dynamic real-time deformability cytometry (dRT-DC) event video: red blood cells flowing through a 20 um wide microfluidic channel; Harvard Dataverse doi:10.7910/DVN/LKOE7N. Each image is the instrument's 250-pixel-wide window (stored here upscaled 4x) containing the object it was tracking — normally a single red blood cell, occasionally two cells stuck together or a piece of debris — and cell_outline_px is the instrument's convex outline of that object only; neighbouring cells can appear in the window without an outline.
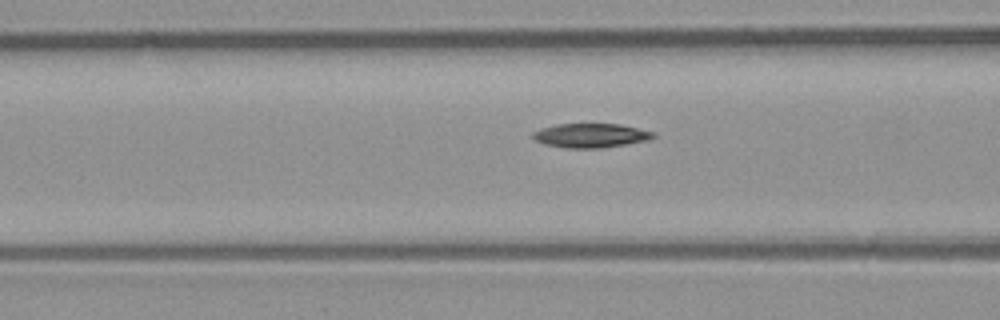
{"species": "common noctule bat (a hibernating species)", "species_latin": "Nyctalus noctula", "temperature_condition": "room temperature", "stored_images_in_passage": 12, "camera_frame_rate_fps": 3000, "um_per_image_px": 0.085, "animal": {"sex": "male", "body_mass_g": 23.1, "forearm_length_mm": 52.7}, "frame": {"image": 1, "passage_image": 10, "time_ms": 3.0, "image_size_px": [1000, 320], "cell_outline_px": [[656, 136], [648, 140], [600, 148], [564, 148], [544, 144], [536, 140], [532, 136], [532, 132], [540, 128], [556, 124], [620, 124], [656, 132]], "centroid_in_image_um": [50.2, 11.51], "position_along_channel_um": 116.4, "area_um2": 16.99}}